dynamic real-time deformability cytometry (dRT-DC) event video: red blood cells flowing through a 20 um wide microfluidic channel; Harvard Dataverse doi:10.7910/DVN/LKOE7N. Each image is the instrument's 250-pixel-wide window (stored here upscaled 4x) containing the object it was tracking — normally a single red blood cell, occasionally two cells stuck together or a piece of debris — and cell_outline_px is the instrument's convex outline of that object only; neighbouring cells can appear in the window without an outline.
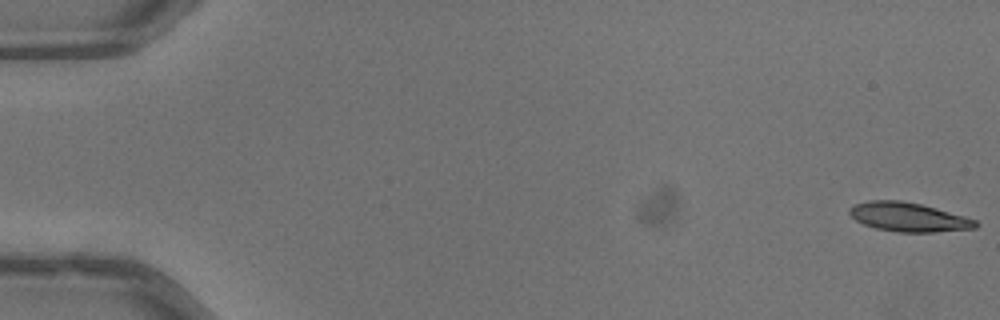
{"species": "common noctule bat (a hibernating species)", "species_latin": "Nyctalus noctula", "temperature_condition": "warm", "stored_images_in_passage": 52, "camera_frame_rate_fps": 3000, "um_per_image_px": 0.085, "animal": {"sex": "male", "body_mass_g": 13.3}, "frame": {"image": 1, "passage_image": 1, "time_ms": 0.0, "image_size_px": [1000, 320], "cell_outline_px": [[980, 224], [976, 228], [936, 232], [896, 232], [876, 228], [864, 224], [856, 220], [848, 212], [848, 208], [856, 204], [868, 200], [900, 200], [920, 204], [936, 208], [964, 216], [976, 220]], "centroid_in_image_um": [77.22, 18.45], "position_along_channel_um": 7.8, "area_um2": 21.33}}
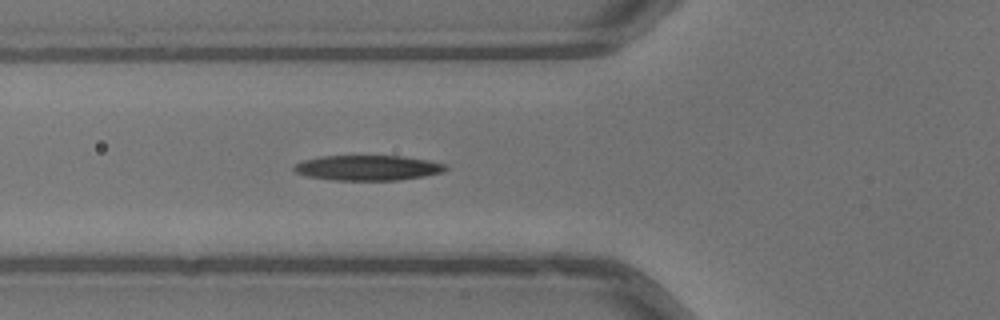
{"frame": {"image": 2, "passage_image": 20, "time_ms": 6.333, "image_size_px": [1000, 320], "cell_outline_px": [[448, 168], [444, 172], [424, 176], [396, 180], [332, 180], [308, 176], [296, 172], [292, 168], [296, 164], [304, 160], [320, 156], [400, 156], [428, 160], [448, 164]], "centroid_in_image_um": [31.3, 14.26], "position_along_channel_um": 94.5, "area_um2": 22.2}}
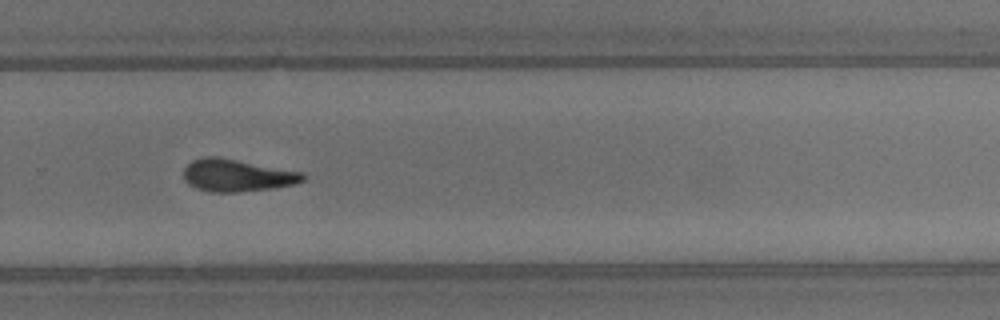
{"frame": {"image": 3, "passage_image": 36, "time_ms": 11.667, "image_size_px": [1000, 320], "cell_outline_px": [[304, 180], [296, 184], [276, 188], [240, 192], [208, 192], [196, 188], [188, 184], [184, 180], [184, 168], [192, 160], [204, 156], [220, 156], [304, 172]], "centroid_in_image_um": [20.15, 14.9], "position_along_channel_um": 309.6, "area_um2": 22.95}, "authors_computed_cell_mechanics": {"area_um2": 21.7906, "velocity_mm_per_s": 4.0339, "shape_relaxation_time_tau1_ms": 6.2656, "shape_relaxation_time_tau2_ms": 4.6611, "deformation_change_tau1": 0.228, "deformation_change_tau2": 0.1533}}